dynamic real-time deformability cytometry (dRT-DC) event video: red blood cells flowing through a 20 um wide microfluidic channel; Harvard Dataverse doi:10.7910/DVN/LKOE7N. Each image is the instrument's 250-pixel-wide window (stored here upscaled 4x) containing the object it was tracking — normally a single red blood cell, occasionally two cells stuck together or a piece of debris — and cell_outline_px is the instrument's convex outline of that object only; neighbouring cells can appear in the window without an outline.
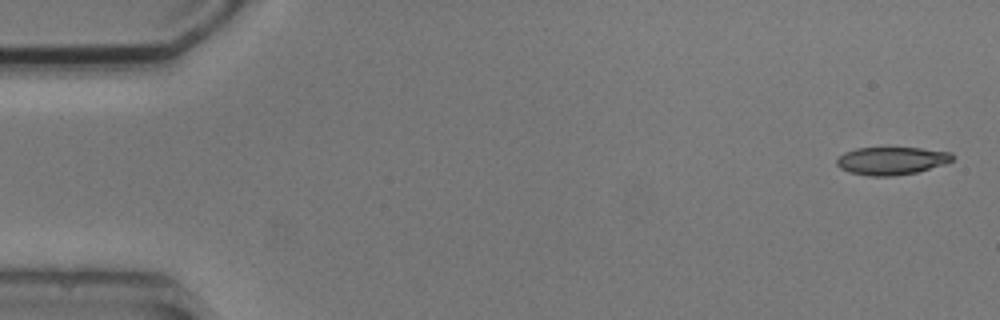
{"species": "common noctule bat (a hibernating species)", "species_latin": "Nyctalus noctula", "temperature_condition": "cold", "stored_images_in_passage": 5, "camera_frame_rate_fps": 3000, "um_per_image_px": 0.085, "animal": {"sex": "male", "body_mass_g": 20.5, "forearm_length_mm": 52.5}, "frame": {"image": 1, "passage_image": 1, "time_ms": 0.0, "image_size_px": [1000, 320], "cell_outline_px": [[956, 156], [952, 160], [944, 164], [916, 172], [892, 176], [872, 176], [848, 172], [840, 168], [836, 164], [836, 160], [844, 152], [856, 148], [920, 148], [952, 152]], "centroid_in_image_um": [75.78, 13.66], "position_along_channel_um": 9.2, "area_um2": 18.73}}
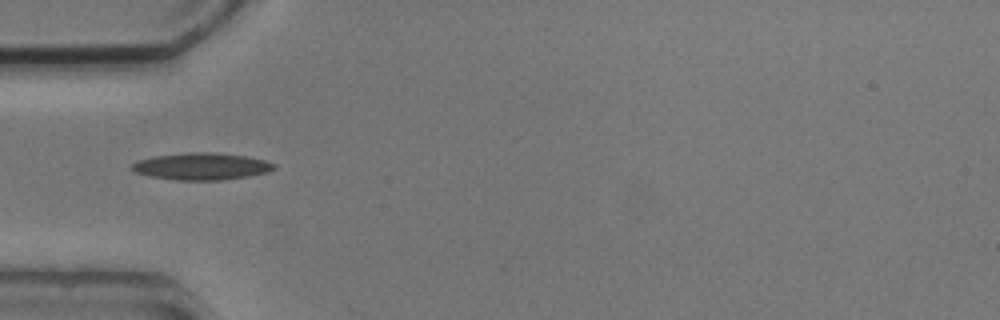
{"frame": {"image": 2, "passage_image": 5, "time_ms": 5.0, "image_size_px": [1000, 320], "cell_outline_px": [[276, 168], [268, 172], [248, 176], [220, 180], [176, 180], [152, 176], [136, 172], [132, 168], [132, 164], [136, 160], [156, 156], [188, 152], [212, 152], [244, 156], [264, 160], [276, 164]], "centroid_in_image_um": [17.15, 14.14], "position_along_channel_um": 67.9, "area_um2": 22.14}}